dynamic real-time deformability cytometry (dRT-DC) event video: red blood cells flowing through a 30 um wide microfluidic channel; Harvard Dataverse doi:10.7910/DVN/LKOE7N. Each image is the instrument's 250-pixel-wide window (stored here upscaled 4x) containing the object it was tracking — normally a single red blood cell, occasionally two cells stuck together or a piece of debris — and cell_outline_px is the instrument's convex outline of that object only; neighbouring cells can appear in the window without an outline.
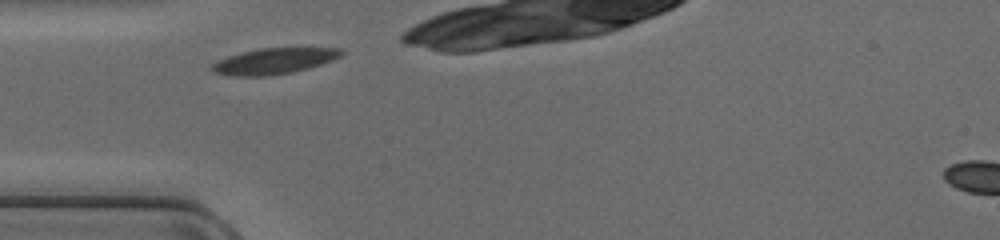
{"species": "common noctule bat (a hibernating species)", "species_latin": "Nyctalus noctula", "temperature_condition": "cold", "stored_images_in_passage": 23, "camera_frame_rate_fps": 3000, "um_per_image_px": 0.085, "animal": {"sex": "female", "body_mass_g": 17.0, "forearm_length_mm": 48.0}, "frame": {"image": 1, "passage_image": 1, "time_ms": 0.0, "image_size_px": [1000, 240], "cell_outline_px": [[344, 52], [340, 56], [332, 60], [308, 68], [292, 72], [268, 76], [232, 76], [212, 72], [208, 68], [212, 64], [228, 56], [260, 48], [340, 48]], "centroid_in_image_um": [23.25, 5.2], "position_along_channel_um": 61.7, "area_um2": 19.36}}
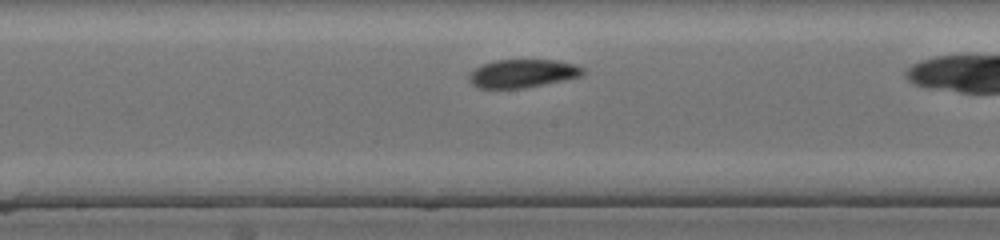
{"frame": {"image": 2, "passage_image": 11, "time_ms": 3.333, "image_size_px": [1000, 240], "cell_outline_px": [[584, 72], [580, 76], [524, 88], [480, 88], [472, 84], [468, 80], [468, 76], [476, 68], [484, 64], [496, 60], [556, 60], [576, 64], [584, 68]], "centroid_in_image_um": [44.42, 6.24], "position_along_channel_um": 203.8, "area_um2": 18.5}}
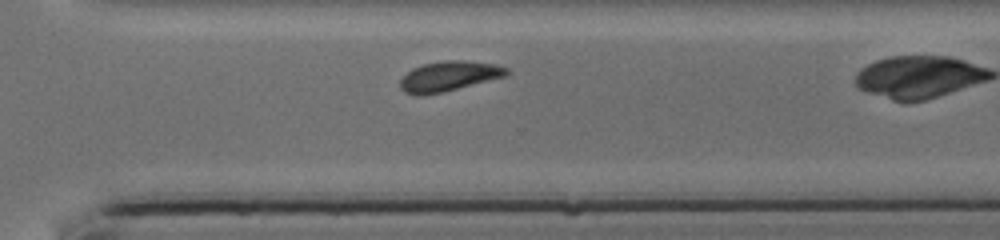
{"frame": {"image": 3, "passage_image": 20, "time_ms": 6.333, "image_size_px": [1000, 240], "cell_outline_px": [[508, 72], [504, 76], [444, 92], [424, 96], [416, 96], [404, 92], [400, 88], [400, 80], [412, 68], [424, 64], [444, 60], [464, 60], [492, 64], [508, 68]], "centroid_in_image_um": [38.09, 6.49], "position_along_channel_um": 332.5, "area_um2": 18.5}}